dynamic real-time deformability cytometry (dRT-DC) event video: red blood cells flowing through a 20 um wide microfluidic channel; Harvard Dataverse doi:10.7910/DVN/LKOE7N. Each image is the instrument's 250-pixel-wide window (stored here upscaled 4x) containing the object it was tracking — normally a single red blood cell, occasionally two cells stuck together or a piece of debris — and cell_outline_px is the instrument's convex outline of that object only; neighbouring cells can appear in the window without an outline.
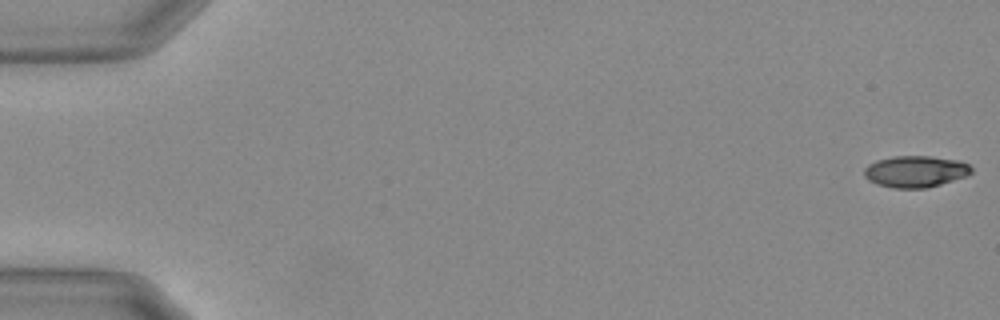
{"species": "Egyptian fruit bat (a non-hibernating species)", "species_latin": "Rousettus aegyptiacus", "temperature_condition": "warm", "stored_images_in_passage": 13, "camera_frame_rate_fps": 3000, "um_per_image_px": 0.085, "animal": {"sex": "female"}, "frame": {"image": 1, "passage_image": 1, "time_ms": 0.0, "image_size_px": [1000, 320], "cell_outline_px": [[972, 172], [964, 176], [940, 184], [924, 188], [892, 188], [876, 184], [868, 180], [864, 176], [864, 168], [868, 164], [876, 160], [892, 156], [928, 156], [956, 160], [968, 164], [972, 168]], "centroid_in_image_um": [77.75, 14.57], "position_along_channel_um": 7.3, "area_um2": 19.59}}